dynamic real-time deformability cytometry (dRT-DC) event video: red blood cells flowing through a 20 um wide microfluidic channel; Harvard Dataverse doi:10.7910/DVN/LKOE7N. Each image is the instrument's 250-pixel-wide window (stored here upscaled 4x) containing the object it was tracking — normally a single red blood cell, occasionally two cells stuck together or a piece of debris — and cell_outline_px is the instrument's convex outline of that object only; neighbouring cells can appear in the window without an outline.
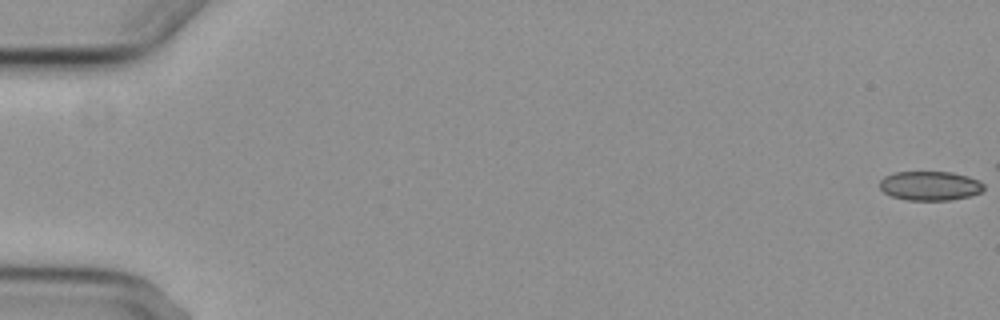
{"species": "common noctule bat (a hibernating species)", "species_latin": "Nyctalus noctula", "temperature_condition": "cold", "stored_images_in_passage": 7, "camera_frame_rate_fps": 3000, "um_per_image_px": 0.085, "animal": {"sex": "female", "body_mass_g": 29.2, "forearm_length_mm": 56.3}, "frame": {"image": 1, "passage_image": 1, "time_ms": 0.0, "image_size_px": [1000, 320], "cell_outline_px": [[984, 188], [980, 192], [968, 196], [948, 200], [908, 200], [892, 196], [884, 192], [880, 188], [880, 180], [884, 176], [896, 172], [952, 172], [968, 176], [980, 180], [984, 184]], "centroid_in_image_um": [79.05, 15.78], "position_along_channel_um": 5.9, "area_um2": 17.69}}
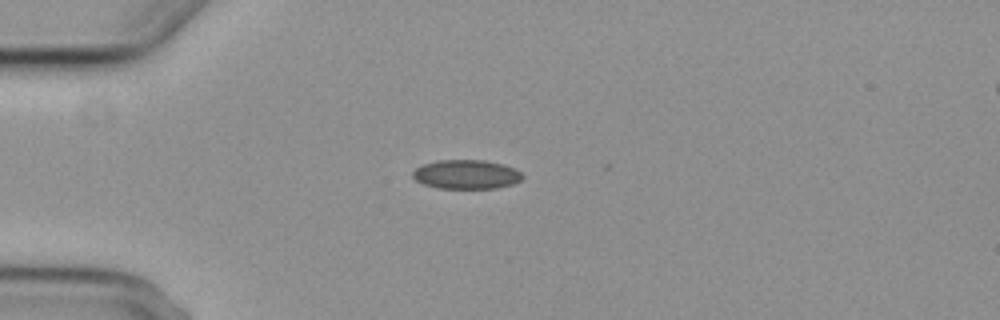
{"frame": {"image": 2, "passage_image": 5, "time_ms": 5.0, "image_size_px": [1000, 320], "cell_outline_px": [[524, 176], [520, 180], [512, 184], [496, 188], [436, 188], [424, 184], [416, 180], [412, 176], [412, 172], [416, 168], [424, 164], [440, 160], [484, 160], [504, 164], [516, 168]], "centroid_in_image_um": [39.65, 14.82], "position_along_channel_um": 45.3, "area_um2": 18.61}}
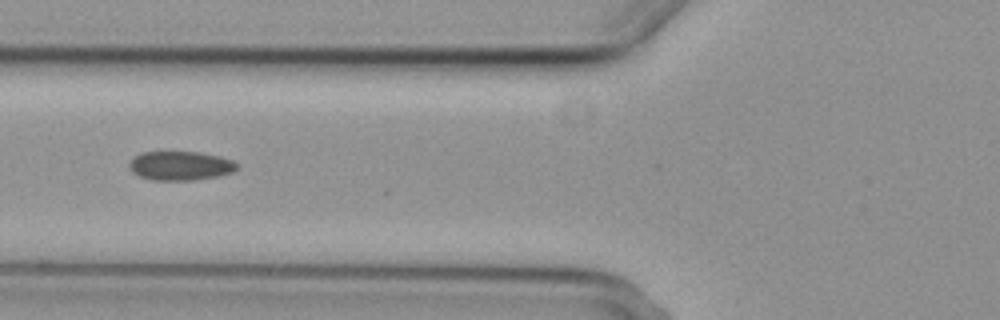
{"frame": {"image": 3, "passage_image": 7, "time_ms": 7.333, "image_size_px": [1000, 320], "cell_outline_px": [[236, 168], [232, 172], [216, 176], [196, 180], [152, 180], [140, 176], [132, 172], [128, 164], [140, 152], [200, 152], [220, 156], [232, 160], [236, 164]], "centroid_in_image_um": [15.31, 14.08], "position_along_channel_um": 110.5, "area_um2": 18.09}}